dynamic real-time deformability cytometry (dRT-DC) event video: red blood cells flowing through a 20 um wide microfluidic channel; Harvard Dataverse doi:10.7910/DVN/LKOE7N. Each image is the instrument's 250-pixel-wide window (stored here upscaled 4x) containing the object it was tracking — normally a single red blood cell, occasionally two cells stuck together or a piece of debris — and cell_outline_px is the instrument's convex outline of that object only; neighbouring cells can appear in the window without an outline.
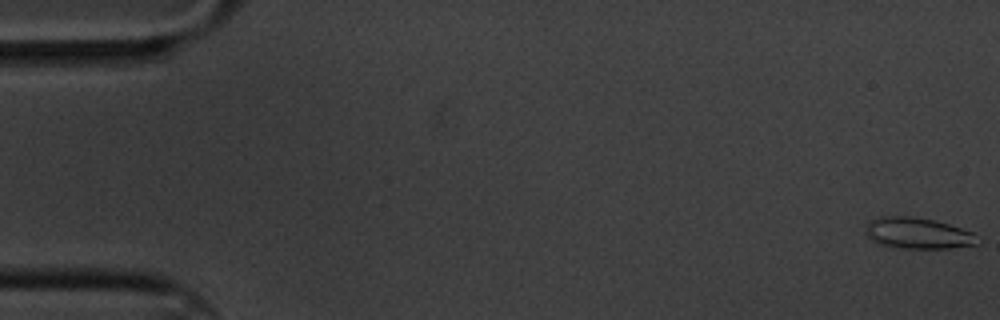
{"species": "common noctule bat (a hibernating species)", "species_latin": "Nyctalus noctula", "temperature_condition": "cold", "stored_images_in_passage": 5, "camera_frame_rate_fps": 3000, "um_per_image_px": 0.085, "animal": {"sex": "male", "body_mass_g": 20.1, "forearm_length_mm": 53.5}, "frame": {"image": 1, "passage_image": 1, "time_ms": 0.0, "image_size_px": [1000, 320], "cell_outline_px": [[980, 244], [952, 248], [892, 248], [876, 244], [864, 232], [868, 224], [872, 220], [880, 216], [912, 216], [936, 220], [972, 232], [980, 236]], "centroid_in_image_um": [78.04, 19.84], "position_along_channel_um": 7.0, "area_um2": 20.69}}